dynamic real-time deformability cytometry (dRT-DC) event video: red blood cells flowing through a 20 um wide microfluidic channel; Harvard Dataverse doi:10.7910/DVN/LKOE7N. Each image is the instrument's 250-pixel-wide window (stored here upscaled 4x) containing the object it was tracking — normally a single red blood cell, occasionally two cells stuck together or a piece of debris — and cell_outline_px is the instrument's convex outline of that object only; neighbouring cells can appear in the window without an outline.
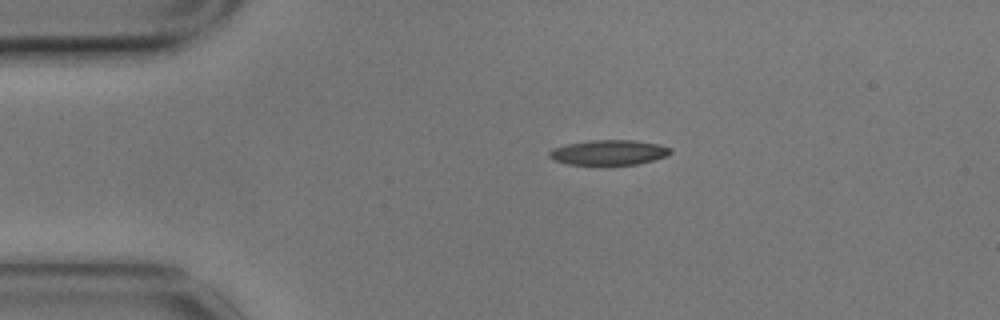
{"species": "common noctule bat (a hibernating species)", "species_latin": "Nyctalus noctula", "temperature_condition": "cold", "stored_images_in_passage": 2, "camera_frame_rate_fps": 3000, "um_per_image_px": 0.085, "animal": {"sex": "male", "body_mass_g": 17.9}, "frame": {"image": 1, "passage_image": 1, "time_ms": 0.0, "image_size_px": [1000, 320], "cell_outline_px": [[672, 152], [668, 156], [636, 164], [568, 164], [552, 160], [548, 156], [548, 152], [552, 148], [564, 144], [588, 140], [632, 140], [660, 144], [672, 148]], "centroid_in_image_um": [51.72, 12.94], "position_along_channel_um": 33.3, "area_um2": 17.8}}